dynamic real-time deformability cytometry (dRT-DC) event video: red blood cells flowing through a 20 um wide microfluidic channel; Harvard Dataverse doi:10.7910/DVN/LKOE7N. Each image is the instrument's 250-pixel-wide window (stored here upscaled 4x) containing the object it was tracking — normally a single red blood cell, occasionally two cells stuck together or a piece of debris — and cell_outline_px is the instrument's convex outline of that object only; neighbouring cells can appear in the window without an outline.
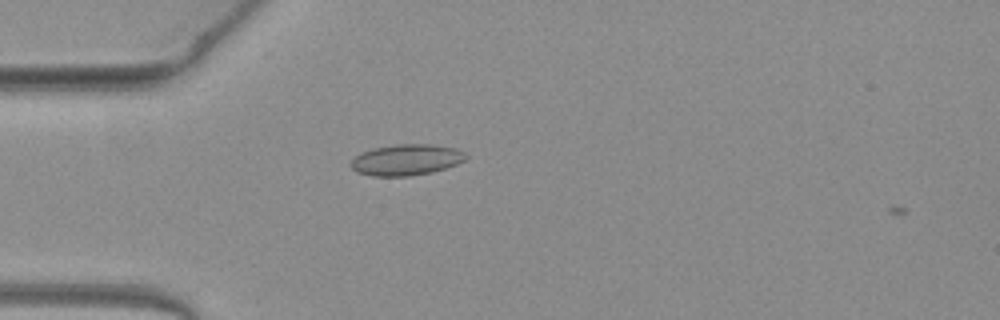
{"species": "common noctule bat (a hibernating species)", "species_latin": "Nyctalus noctula", "temperature_condition": "warm", "stored_images_in_passage": 3, "camera_frame_rate_fps": 3000, "um_per_image_px": 0.085, "animal": {"sex": "female", "body_mass_g": 19.3, "forearm_length_mm": 54.1}, "frame": {"image": 1, "passage_image": 2, "time_ms": 0.333, "image_size_px": [1000, 320], "cell_outline_px": [[468, 156], [464, 160], [456, 164], [432, 172], [408, 176], [372, 176], [356, 172], [352, 168], [352, 160], [360, 152], [372, 148], [396, 144], [432, 144], [452, 148], [464, 152]], "centroid_in_image_um": [34.51, 13.58], "position_along_channel_um": 50.5, "area_um2": 20.69}}